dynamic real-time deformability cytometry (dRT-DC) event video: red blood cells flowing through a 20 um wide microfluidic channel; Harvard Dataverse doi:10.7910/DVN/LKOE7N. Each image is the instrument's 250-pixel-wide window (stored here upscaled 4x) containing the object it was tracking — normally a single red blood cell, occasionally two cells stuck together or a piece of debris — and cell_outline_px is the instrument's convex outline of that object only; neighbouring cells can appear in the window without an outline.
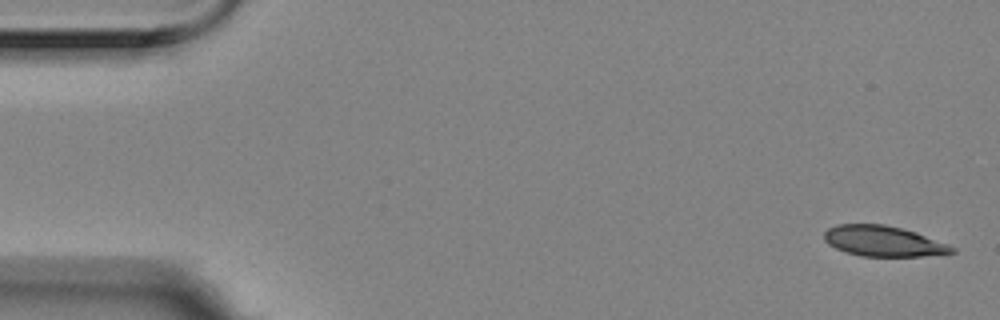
{"species": "Egyptian fruit bat (a non-hibernating species)", "species_latin": "Rousettus aegyptiacus", "temperature_condition": "room temperature", "stored_images_in_passage": 5, "camera_frame_rate_fps": 3000, "um_per_image_px": 0.085, "animal": {"sex": "female"}, "frame": {"image": 1, "passage_image": 1, "time_ms": 0.0, "image_size_px": [1000, 320], "cell_outline_px": [[956, 252], [924, 256], [860, 256], [836, 248], [828, 244], [824, 240], [824, 232], [828, 228], [836, 224], [884, 224], [916, 232], [948, 244], [956, 248]], "centroid_in_image_um": [75.08, 20.49], "position_along_channel_um": 9.9, "area_um2": 22.66}}
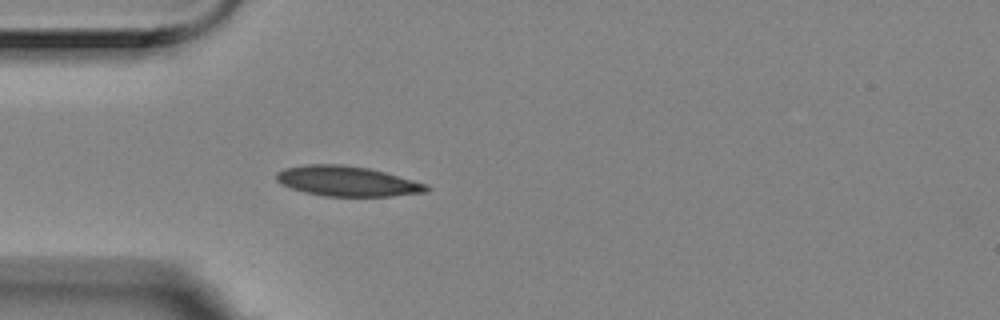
{"frame": {"image": 2, "passage_image": 5, "time_ms": 1.333, "image_size_px": [1000, 320], "cell_outline_px": [[432, 188], [428, 192], [392, 196], [324, 196], [304, 192], [280, 184], [276, 180], [276, 172], [284, 168], [304, 164], [340, 164], [368, 168], [384, 172], [428, 184]], "centroid_in_image_um": [29.51, 15.4], "position_along_channel_um": 55.5, "area_um2": 26.47}}